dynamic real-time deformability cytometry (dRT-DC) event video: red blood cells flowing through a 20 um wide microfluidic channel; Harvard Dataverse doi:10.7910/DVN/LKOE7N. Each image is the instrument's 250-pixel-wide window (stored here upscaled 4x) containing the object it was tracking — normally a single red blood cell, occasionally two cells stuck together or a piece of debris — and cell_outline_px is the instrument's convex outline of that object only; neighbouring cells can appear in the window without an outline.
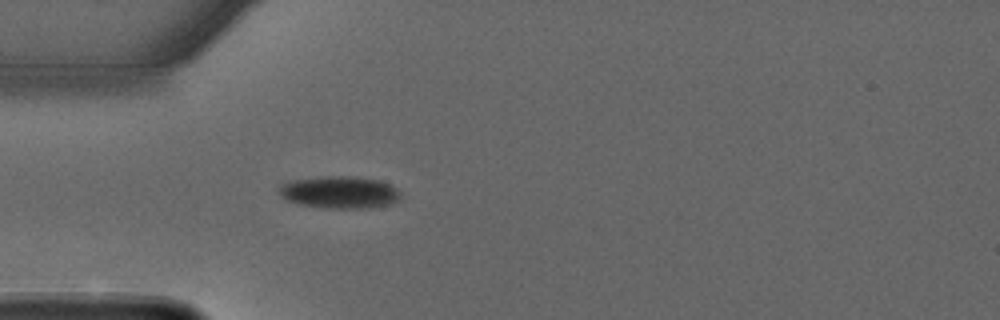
{"species": "common noctule bat (a hibernating species)", "species_latin": "Nyctalus noctula", "temperature_condition": "warm", "stored_images_in_passage": 41, "camera_frame_rate_fps": 3000, "um_per_image_px": 0.085, "animal": {"sex": "male", "forearm_length_mm": 52.5}, "frame": {"image": 1, "passage_image": 1, "time_ms": 0.0, "image_size_px": [1000, 320], "cell_outline_px": [[400, 196], [392, 204], [364, 208], [328, 208], [300, 204], [288, 200], [280, 192], [280, 184], [288, 180], [320, 176], [348, 176], [380, 180], [396, 188], [400, 192]], "centroid_in_image_um": [28.86, 16.33], "position_along_channel_um": 56.1, "area_um2": 22.66}}
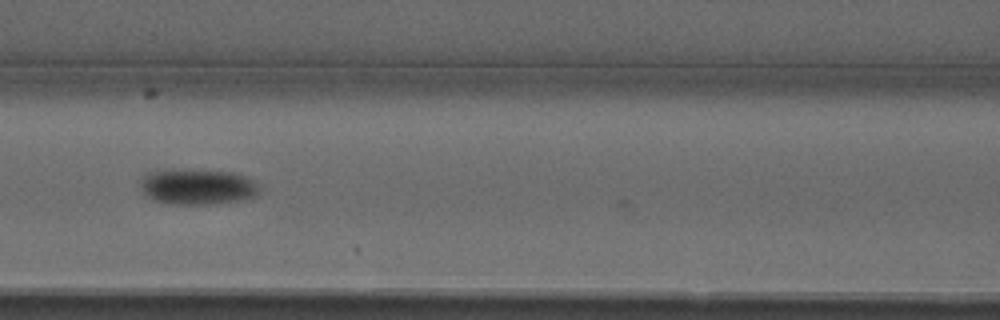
{"frame": {"image": 2, "passage_image": 9, "time_ms": 2.667, "image_size_px": [1000, 320], "cell_outline_px": [[260, 192], [252, 196], [236, 200], [208, 204], [168, 204], [156, 200], [148, 196], [144, 192], [140, 184], [144, 176], [148, 172], [232, 172], [244, 176], [252, 180], [260, 188]], "centroid_in_image_um": [16.8, 15.92], "position_along_channel_um": 149.8, "area_um2": 23.29}}
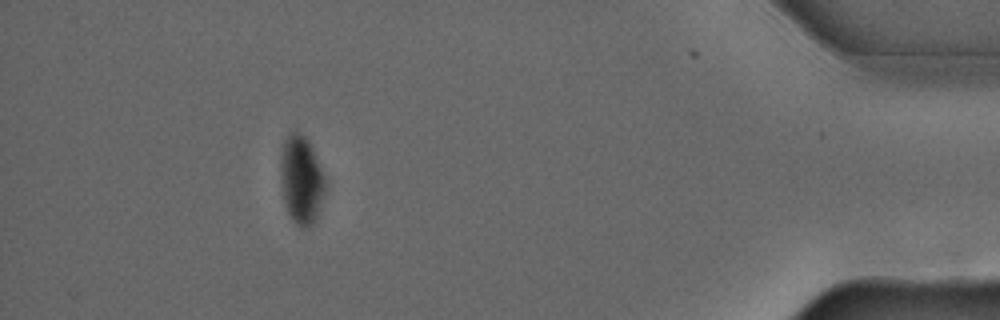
{"frame": {"image": 3, "passage_image": 35, "time_ms": 11.333, "image_size_px": [1000, 320], "cell_outline_px": [[324, 192], [316, 216], [312, 224], [308, 228], [296, 224], [292, 220], [288, 212], [284, 200], [280, 172], [280, 152], [284, 140], [288, 132], [292, 128], [296, 128], [308, 140], [312, 148], [324, 176]], "centroid_in_image_um": [25.57, 15.19], "position_along_channel_um": 409.6, "area_um2": 22.83}}